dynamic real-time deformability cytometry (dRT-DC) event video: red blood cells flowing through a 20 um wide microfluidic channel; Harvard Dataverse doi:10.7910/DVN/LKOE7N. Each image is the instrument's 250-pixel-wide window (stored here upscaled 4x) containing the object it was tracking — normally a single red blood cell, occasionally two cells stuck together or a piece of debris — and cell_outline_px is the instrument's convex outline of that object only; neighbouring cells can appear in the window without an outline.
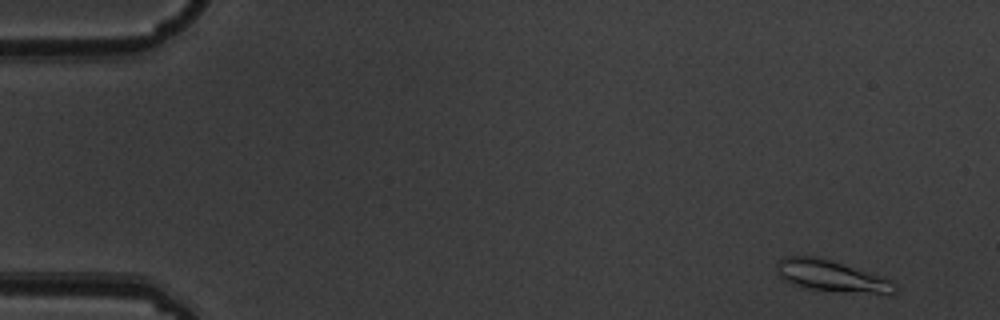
{"species": "common noctule bat (a hibernating species)", "species_latin": "Nyctalus noctula", "temperature_condition": "warm", "stored_images_in_passage": 4, "camera_frame_rate_fps": 3000, "um_per_image_px": 0.085, "animal": {"sex": "male", "body_mass_g": 19.5, "forearm_length_mm": 54.6}, "frame": {"image": 1, "passage_image": 1, "time_ms": 0.0, "image_size_px": [1000, 320], "cell_outline_px": [[900, 288], [892, 296], [888, 296], [808, 288], [792, 284], [784, 280], [776, 272], [776, 264], [784, 256], [820, 256], [892, 280]], "centroid_in_image_um": [70.76, 23.48], "position_along_channel_um": 14.2, "area_um2": 22.08}}